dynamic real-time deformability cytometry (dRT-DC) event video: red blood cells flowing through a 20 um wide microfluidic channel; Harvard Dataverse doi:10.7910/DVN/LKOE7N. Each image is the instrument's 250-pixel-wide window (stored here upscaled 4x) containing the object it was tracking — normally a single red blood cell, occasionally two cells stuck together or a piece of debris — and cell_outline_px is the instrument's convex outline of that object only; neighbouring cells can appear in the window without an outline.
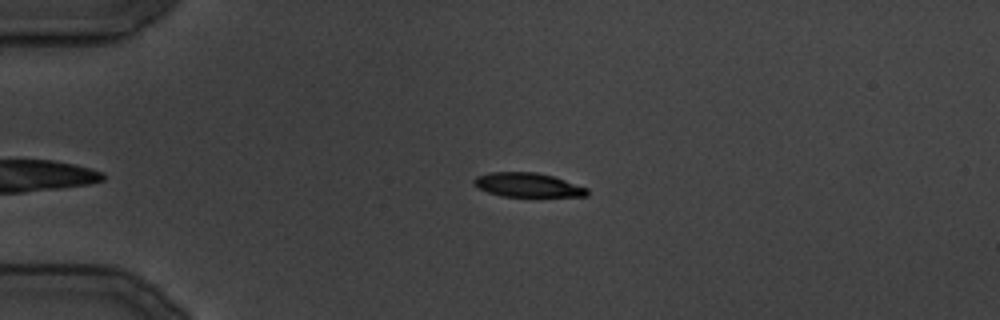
{"species": "common noctule bat (a hibernating species)", "species_latin": "Nyctalus noctula", "temperature_condition": "cold", "stored_images_in_passage": 24, "camera_frame_rate_fps": 3000, "um_per_image_px": 0.085, "animal": {"sex": "male", "body_mass_g": 19.5, "forearm_length_mm": 54.6}, "frame": {"image": 1, "passage_image": 2, "time_ms": 1.333, "image_size_px": [1000, 320], "cell_outline_px": [[588, 196], [500, 196], [488, 192], [472, 184], [472, 180], [476, 176], [488, 172], [536, 172], [552, 176], [588, 188]], "centroid_in_image_um": [44.81, 15.71], "position_along_channel_um": 40.2, "area_um2": 15.84}}
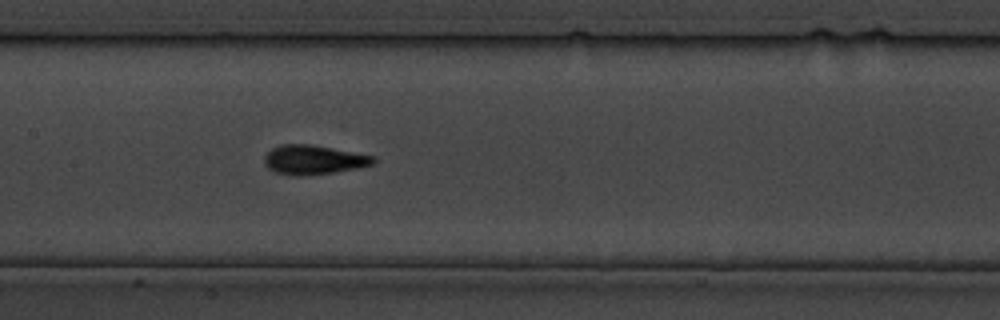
{"frame": {"image": 2, "passage_image": 11, "time_ms": 12.333, "image_size_px": [1000, 320], "cell_outline_px": [[376, 160], [372, 164], [356, 168], [332, 172], [300, 176], [292, 176], [276, 172], [268, 168], [264, 164], [264, 156], [272, 148], [280, 144], [312, 144], [376, 156]], "centroid_in_image_um": [26.63, 13.57], "position_along_channel_um": 180.8, "area_um2": 18.61}}
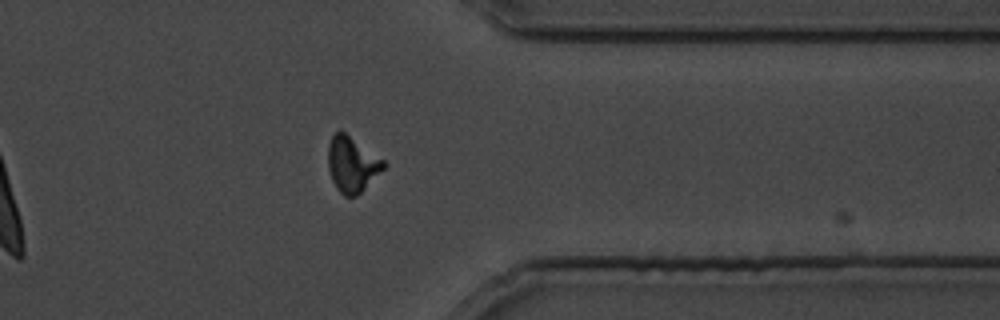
{"frame": {"image": 3, "passage_image": 21, "time_ms": 25.333, "image_size_px": [1000, 320], "cell_outline_px": [[384, 168], [356, 196], [344, 196], [336, 188], [332, 180], [328, 168], [328, 144], [332, 136], [340, 128], [384, 160]], "centroid_in_image_um": [29.89, 13.93], "position_along_channel_um": 381.5, "area_um2": 17.8}}